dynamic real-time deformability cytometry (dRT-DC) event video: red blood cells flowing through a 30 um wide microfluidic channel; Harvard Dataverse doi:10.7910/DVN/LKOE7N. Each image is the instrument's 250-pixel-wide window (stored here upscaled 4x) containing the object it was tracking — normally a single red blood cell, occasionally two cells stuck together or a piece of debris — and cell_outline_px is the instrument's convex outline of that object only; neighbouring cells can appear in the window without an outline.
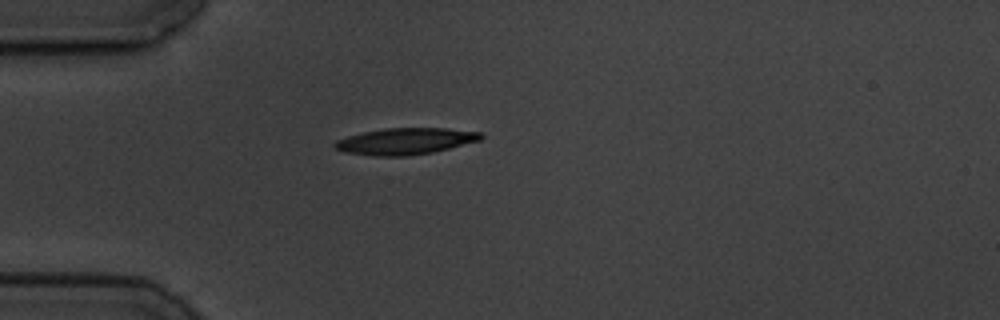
{"species": "common noctule bat (a hibernating species)", "species_latin": "Nyctalus noctula", "temperature_condition": "cold", "stored_images_in_passage": 1, "camera_frame_rate_fps": 3000, "um_per_image_px": 0.085, "animal": {"sex": "male", "body_mass_g": 19.5, "forearm_length_mm": 54.6}, "frame": {"image": 1, "passage_image": 1, "time_ms": 0.0, "image_size_px": [1000, 320], "cell_outline_px": [[484, 136], [480, 140], [432, 152], [408, 156], [372, 156], [344, 152], [336, 148], [332, 144], [336, 140], [348, 136], [364, 132], [388, 128], [448, 128], [480, 132]], "centroid_in_image_um": [34.44, 12.0], "position_along_channel_um": 50.6, "area_um2": 22.43}}